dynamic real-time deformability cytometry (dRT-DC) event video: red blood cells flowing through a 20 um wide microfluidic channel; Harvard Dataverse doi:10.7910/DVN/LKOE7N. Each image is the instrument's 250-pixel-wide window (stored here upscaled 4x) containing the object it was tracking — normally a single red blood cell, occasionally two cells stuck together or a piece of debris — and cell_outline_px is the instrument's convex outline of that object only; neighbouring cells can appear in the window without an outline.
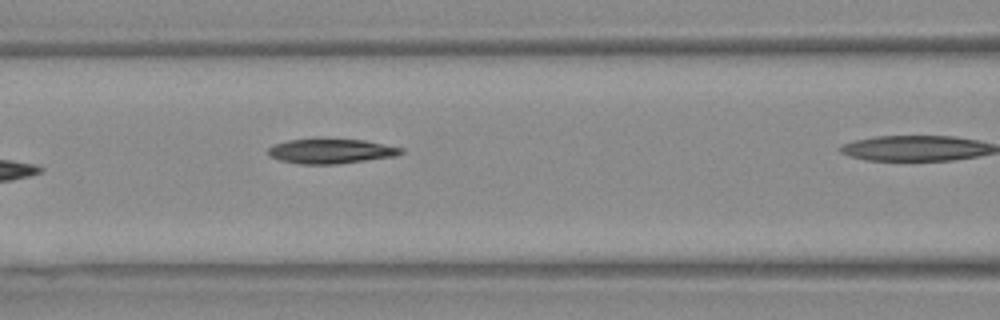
{"species": "Egyptian fruit bat (a non-hibernating species)", "species_latin": "Rousettus aegyptiacus", "temperature_condition": "warm", "stored_images_in_passage": 5, "segment_of_instrument_passage": [1, 2], "camera_frame_rate_fps": 3000, "um_per_image_px": 0.085, "animal": {"sex": "female"}, "frame": {"image": 1, "passage_image": 4, "time_ms": 1.0, "image_size_px": [1000, 320], "cell_outline_px": [[404, 152], [396, 156], [336, 164], [300, 164], [280, 160], [268, 156], [268, 148], [272, 144], [288, 140], [316, 136], [364, 140], [404, 148]], "centroid_in_image_um": [28.08, 12.8], "position_along_channel_um": 138.5, "area_um2": 20.0}}